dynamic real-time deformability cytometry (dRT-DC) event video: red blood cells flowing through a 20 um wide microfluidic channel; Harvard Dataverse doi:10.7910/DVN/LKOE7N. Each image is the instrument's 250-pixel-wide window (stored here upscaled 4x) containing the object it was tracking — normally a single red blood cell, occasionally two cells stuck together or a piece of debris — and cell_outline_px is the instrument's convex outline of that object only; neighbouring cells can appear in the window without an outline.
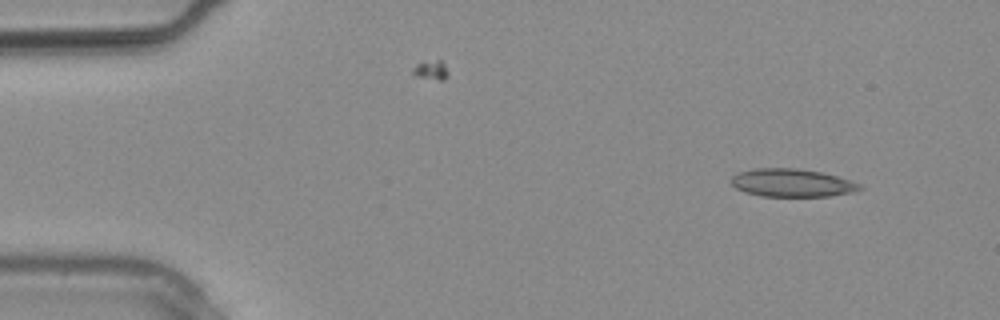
{"species": "common noctule bat (a hibernating species)", "species_latin": "Nyctalus noctula", "temperature_condition": "warm", "stored_images_in_passage": 6, "camera_frame_rate_fps": 3000, "um_per_image_px": 0.085, "animal": {"sex": "male", "body_mass_g": 20.4}, "frame": {"image": 1, "passage_image": 1, "time_ms": 0.0, "image_size_px": [1000, 320], "cell_outline_px": [[864, 188], [852, 192], [832, 196], [760, 196], [744, 192], [736, 188], [732, 184], [732, 176], [740, 172], [756, 168], [796, 168], [820, 172], [852, 180], [860, 184]], "centroid_in_image_um": [67.34, 15.55], "position_along_channel_um": 17.7, "area_um2": 20.92}}